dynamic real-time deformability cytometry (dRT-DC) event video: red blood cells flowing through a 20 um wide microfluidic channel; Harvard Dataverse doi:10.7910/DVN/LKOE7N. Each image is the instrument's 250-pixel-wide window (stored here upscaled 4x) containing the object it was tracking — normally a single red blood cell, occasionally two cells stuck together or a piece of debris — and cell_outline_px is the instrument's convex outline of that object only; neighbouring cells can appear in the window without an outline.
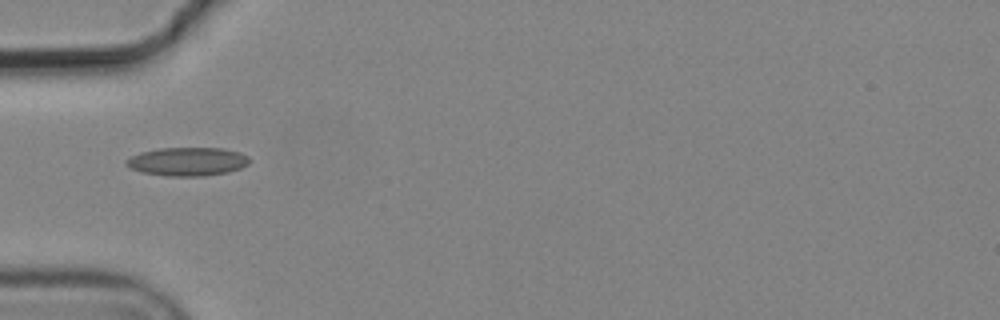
{"species": "common noctule bat (a hibernating species)", "species_latin": "Nyctalus noctula", "temperature_condition": "cold", "stored_images_in_passage": 6, "camera_frame_rate_fps": 3000, "um_per_image_px": 0.085, "animal": {"sex": "male", "body_mass_g": 19.2, "forearm_length_mm": 51.8}, "frame": {"image": 1, "passage_image": 1, "time_ms": 0.0, "image_size_px": [1000, 320], "cell_outline_px": [[252, 160], [248, 164], [240, 168], [228, 172], [204, 176], [168, 176], [140, 172], [128, 168], [124, 164], [124, 160], [140, 152], [160, 148], [224, 148], [240, 152], [248, 156]], "centroid_in_image_um": [15.92, 13.73], "position_along_channel_um": 69.1, "area_um2": 20.75}}
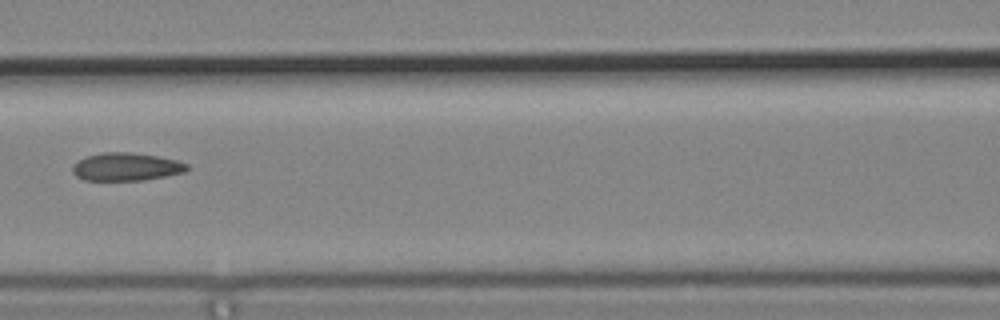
{"frame": {"image": 2, "passage_image": 3, "time_ms": 0.667, "image_size_px": [1000, 320], "cell_outline_px": [[188, 172], [144, 180], [84, 180], [76, 176], [72, 172], [72, 168], [80, 160], [88, 156], [104, 152], [128, 152], [156, 156], [176, 160], [188, 164]], "centroid_in_image_um": [10.77, 14.19], "position_along_channel_um": 155.8, "area_um2": 18.5}}
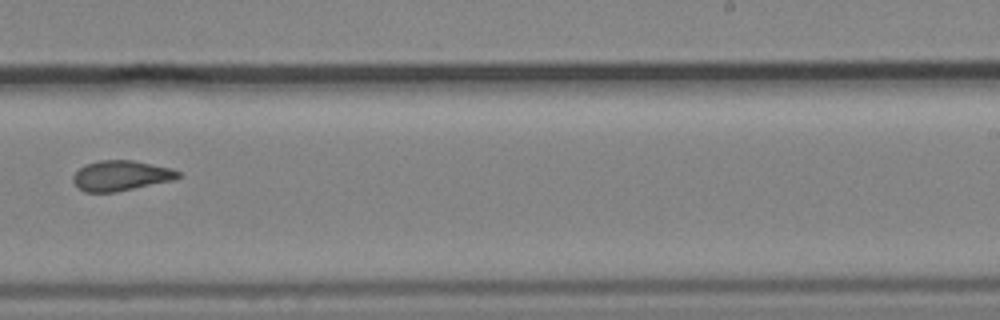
{"frame": {"image": 3, "passage_image": 6, "time_ms": 1.667, "image_size_px": [1000, 320], "cell_outline_px": [[180, 176], [176, 180], [116, 192], [84, 192], [72, 180], [72, 176], [84, 164], [100, 160], [132, 160], [172, 168], [180, 172]], "centroid_in_image_um": [10.3, 14.93], "position_along_channel_um": 278.7, "area_um2": 18.61}}